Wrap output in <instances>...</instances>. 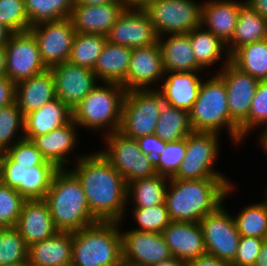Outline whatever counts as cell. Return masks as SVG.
Returning a JSON list of instances; mask_svg holds the SVG:
<instances>
[{
    "instance_id": "obj_1",
    "label": "cell",
    "mask_w": 267,
    "mask_h": 266,
    "mask_svg": "<svg viewBox=\"0 0 267 266\" xmlns=\"http://www.w3.org/2000/svg\"><path fill=\"white\" fill-rule=\"evenodd\" d=\"M81 156L70 170L81 182L93 217L101 222H122L128 205L124 177L100 151Z\"/></svg>"
},
{
    "instance_id": "obj_2",
    "label": "cell",
    "mask_w": 267,
    "mask_h": 266,
    "mask_svg": "<svg viewBox=\"0 0 267 266\" xmlns=\"http://www.w3.org/2000/svg\"><path fill=\"white\" fill-rule=\"evenodd\" d=\"M234 186L229 178H169L165 204L171 220L199 223L223 204Z\"/></svg>"
},
{
    "instance_id": "obj_3",
    "label": "cell",
    "mask_w": 267,
    "mask_h": 266,
    "mask_svg": "<svg viewBox=\"0 0 267 266\" xmlns=\"http://www.w3.org/2000/svg\"><path fill=\"white\" fill-rule=\"evenodd\" d=\"M44 200L59 231L73 232L98 222L90 212L81 182L69 169L56 171Z\"/></svg>"
},
{
    "instance_id": "obj_4",
    "label": "cell",
    "mask_w": 267,
    "mask_h": 266,
    "mask_svg": "<svg viewBox=\"0 0 267 266\" xmlns=\"http://www.w3.org/2000/svg\"><path fill=\"white\" fill-rule=\"evenodd\" d=\"M120 223L98 221L73 231L71 266H124Z\"/></svg>"
},
{
    "instance_id": "obj_5",
    "label": "cell",
    "mask_w": 267,
    "mask_h": 266,
    "mask_svg": "<svg viewBox=\"0 0 267 266\" xmlns=\"http://www.w3.org/2000/svg\"><path fill=\"white\" fill-rule=\"evenodd\" d=\"M227 100L225 83L217 73L202 81L197 99L189 110L193 131L219 134L225 126L234 143L242 142L239 126L230 118Z\"/></svg>"
},
{
    "instance_id": "obj_6",
    "label": "cell",
    "mask_w": 267,
    "mask_h": 266,
    "mask_svg": "<svg viewBox=\"0 0 267 266\" xmlns=\"http://www.w3.org/2000/svg\"><path fill=\"white\" fill-rule=\"evenodd\" d=\"M73 109V121L81 128L118 131L121 123L125 88L118 83L101 82ZM104 84V85H103ZM105 128V129H104Z\"/></svg>"
},
{
    "instance_id": "obj_7",
    "label": "cell",
    "mask_w": 267,
    "mask_h": 266,
    "mask_svg": "<svg viewBox=\"0 0 267 266\" xmlns=\"http://www.w3.org/2000/svg\"><path fill=\"white\" fill-rule=\"evenodd\" d=\"M143 10L158 37L187 34L201 25L202 3L194 0H153Z\"/></svg>"
},
{
    "instance_id": "obj_8",
    "label": "cell",
    "mask_w": 267,
    "mask_h": 266,
    "mask_svg": "<svg viewBox=\"0 0 267 266\" xmlns=\"http://www.w3.org/2000/svg\"><path fill=\"white\" fill-rule=\"evenodd\" d=\"M103 137L107 148L100 152L124 177L127 184L156 175L154 160L141 151L136 139L119 131L105 134Z\"/></svg>"
},
{
    "instance_id": "obj_9",
    "label": "cell",
    "mask_w": 267,
    "mask_h": 266,
    "mask_svg": "<svg viewBox=\"0 0 267 266\" xmlns=\"http://www.w3.org/2000/svg\"><path fill=\"white\" fill-rule=\"evenodd\" d=\"M219 134L192 131L186 137V153L173 179L225 178L213 168L219 154Z\"/></svg>"
},
{
    "instance_id": "obj_10",
    "label": "cell",
    "mask_w": 267,
    "mask_h": 266,
    "mask_svg": "<svg viewBox=\"0 0 267 266\" xmlns=\"http://www.w3.org/2000/svg\"><path fill=\"white\" fill-rule=\"evenodd\" d=\"M206 253L227 263H232L237 254L240 234L233 215L223 207L200 220Z\"/></svg>"
},
{
    "instance_id": "obj_11",
    "label": "cell",
    "mask_w": 267,
    "mask_h": 266,
    "mask_svg": "<svg viewBox=\"0 0 267 266\" xmlns=\"http://www.w3.org/2000/svg\"><path fill=\"white\" fill-rule=\"evenodd\" d=\"M6 47V76L17 84L48 68L43 63L37 40L28 30L12 33Z\"/></svg>"
},
{
    "instance_id": "obj_12",
    "label": "cell",
    "mask_w": 267,
    "mask_h": 266,
    "mask_svg": "<svg viewBox=\"0 0 267 266\" xmlns=\"http://www.w3.org/2000/svg\"><path fill=\"white\" fill-rule=\"evenodd\" d=\"M29 30L37 40L41 59L48 69L68 61L76 34L70 18L37 23Z\"/></svg>"
},
{
    "instance_id": "obj_13",
    "label": "cell",
    "mask_w": 267,
    "mask_h": 266,
    "mask_svg": "<svg viewBox=\"0 0 267 266\" xmlns=\"http://www.w3.org/2000/svg\"><path fill=\"white\" fill-rule=\"evenodd\" d=\"M159 109L144 90L126 91L119 132L130 138L154 134Z\"/></svg>"
},
{
    "instance_id": "obj_14",
    "label": "cell",
    "mask_w": 267,
    "mask_h": 266,
    "mask_svg": "<svg viewBox=\"0 0 267 266\" xmlns=\"http://www.w3.org/2000/svg\"><path fill=\"white\" fill-rule=\"evenodd\" d=\"M124 266H154L172 256L162 233L121 231Z\"/></svg>"
},
{
    "instance_id": "obj_15",
    "label": "cell",
    "mask_w": 267,
    "mask_h": 266,
    "mask_svg": "<svg viewBox=\"0 0 267 266\" xmlns=\"http://www.w3.org/2000/svg\"><path fill=\"white\" fill-rule=\"evenodd\" d=\"M225 60L217 74L225 83L230 118L240 126L248 117L259 80L240 70L230 59Z\"/></svg>"
},
{
    "instance_id": "obj_16",
    "label": "cell",
    "mask_w": 267,
    "mask_h": 266,
    "mask_svg": "<svg viewBox=\"0 0 267 266\" xmlns=\"http://www.w3.org/2000/svg\"><path fill=\"white\" fill-rule=\"evenodd\" d=\"M49 69L54 77L56 98L61 99L71 109L79 104L98 83L93 70L68 61Z\"/></svg>"
},
{
    "instance_id": "obj_17",
    "label": "cell",
    "mask_w": 267,
    "mask_h": 266,
    "mask_svg": "<svg viewBox=\"0 0 267 266\" xmlns=\"http://www.w3.org/2000/svg\"><path fill=\"white\" fill-rule=\"evenodd\" d=\"M107 41L133 49L157 43L158 35L143 9H125L111 27Z\"/></svg>"
},
{
    "instance_id": "obj_18",
    "label": "cell",
    "mask_w": 267,
    "mask_h": 266,
    "mask_svg": "<svg viewBox=\"0 0 267 266\" xmlns=\"http://www.w3.org/2000/svg\"><path fill=\"white\" fill-rule=\"evenodd\" d=\"M165 76L159 43L132 49L126 79L121 84L126 91L151 88ZM150 85V86H149Z\"/></svg>"
},
{
    "instance_id": "obj_19",
    "label": "cell",
    "mask_w": 267,
    "mask_h": 266,
    "mask_svg": "<svg viewBox=\"0 0 267 266\" xmlns=\"http://www.w3.org/2000/svg\"><path fill=\"white\" fill-rule=\"evenodd\" d=\"M154 89L152 87L143 89L152 98L160 112L154 134L164 142L186 138L193 131L189 112L174 107L161 89Z\"/></svg>"
},
{
    "instance_id": "obj_20",
    "label": "cell",
    "mask_w": 267,
    "mask_h": 266,
    "mask_svg": "<svg viewBox=\"0 0 267 266\" xmlns=\"http://www.w3.org/2000/svg\"><path fill=\"white\" fill-rule=\"evenodd\" d=\"M172 256L185 262L206 255L200 223L171 221L162 231Z\"/></svg>"
},
{
    "instance_id": "obj_21",
    "label": "cell",
    "mask_w": 267,
    "mask_h": 266,
    "mask_svg": "<svg viewBox=\"0 0 267 266\" xmlns=\"http://www.w3.org/2000/svg\"><path fill=\"white\" fill-rule=\"evenodd\" d=\"M125 9L122 2L102 5L74 4L69 18L78 33L107 36Z\"/></svg>"
},
{
    "instance_id": "obj_22",
    "label": "cell",
    "mask_w": 267,
    "mask_h": 266,
    "mask_svg": "<svg viewBox=\"0 0 267 266\" xmlns=\"http://www.w3.org/2000/svg\"><path fill=\"white\" fill-rule=\"evenodd\" d=\"M15 228L28 246L59 231L44 199L25 200Z\"/></svg>"
},
{
    "instance_id": "obj_23",
    "label": "cell",
    "mask_w": 267,
    "mask_h": 266,
    "mask_svg": "<svg viewBox=\"0 0 267 266\" xmlns=\"http://www.w3.org/2000/svg\"><path fill=\"white\" fill-rule=\"evenodd\" d=\"M243 3L237 0H208L202 3L201 25L227 44L234 35Z\"/></svg>"
},
{
    "instance_id": "obj_24",
    "label": "cell",
    "mask_w": 267,
    "mask_h": 266,
    "mask_svg": "<svg viewBox=\"0 0 267 266\" xmlns=\"http://www.w3.org/2000/svg\"><path fill=\"white\" fill-rule=\"evenodd\" d=\"M76 129H78V125L72 119L68 124L45 135L33 137L31 142L47 161L53 163L58 169H62L69 162L67 155L75 150L78 142Z\"/></svg>"
},
{
    "instance_id": "obj_25",
    "label": "cell",
    "mask_w": 267,
    "mask_h": 266,
    "mask_svg": "<svg viewBox=\"0 0 267 266\" xmlns=\"http://www.w3.org/2000/svg\"><path fill=\"white\" fill-rule=\"evenodd\" d=\"M73 234L58 231L50 238L29 246L28 261L31 266H71Z\"/></svg>"
},
{
    "instance_id": "obj_26",
    "label": "cell",
    "mask_w": 267,
    "mask_h": 266,
    "mask_svg": "<svg viewBox=\"0 0 267 266\" xmlns=\"http://www.w3.org/2000/svg\"><path fill=\"white\" fill-rule=\"evenodd\" d=\"M55 98V82L50 69L16 84L15 101L23 116L40 109Z\"/></svg>"
},
{
    "instance_id": "obj_27",
    "label": "cell",
    "mask_w": 267,
    "mask_h": 266,
    "mask_svg": "<svg viewBox=\"0 0 267 266\" xmlns=\"http://www.w3.org/2000/svg\"><path fill=\"white\" fill-rule=\"evenodd\" d=\"M72 119V109L61 99L55 98L24 116V138L31 140L35 136L45 135L68 124Z\"/></svg>"
},
{
    "instance_id": "obj_28",
    "label": "cell",
    "mask_w": 267,
    "mask_h": 266,
    "mask_svg": "<svg viewBox=\"0 0 267 266\" xmlns=\"http://www.w3.org/2000/svg\"><path fill=\"white\" fill-rule=\"evenodd\" d=\"M158 37V43L162 52L163 69L165 72L202 71L197 63L192 45L190 32L187 34H170Z\"/></svg>"
},
{
    "instance_id": "obj_29",
    "label": "cell",
    "mask_w": 267,
    "mask_h": 266,
    "mask_svg": "<svg viewBox=\"0 0 267 266\" xmlns=\"http://www.w3.org/2000/svg\"><path fill=\"white\" fill-rule=\"evenodd\" d=\"M199 72H165L168 77L164 80L161 90L174 107L188 112L192 108L202 83Z\"/></svg>"
},
{
    "instance_id": "obj_30",
    "label": "cell",
    "mask_w": 267,
    "mask_h": 266,
    "mask_svg": "<svg viewBox=\"0 0 267 266\" xmlns=\"http://www.w3.org/2000/svg\"><path fill=\"white\" fill-rule=\"evenodd\" d=\"M131 54L132 48L107 41L93 69L96 78L101 82L122 84L128 73Z\"/></svg>"
},
{
    "instance_id": "obj_31",
    "label": "cell",
    "mask_w": 267,
    "mask_h": 266,
    "mask_svg": "<svg viewBox=\"0 0 267 266\" xmlns=\"http://www.w3.org/2000/svg\"><path fill=\"white\" fill-rule=\"evenodd\" d=\"M267 38V20L263 19L248 3L240 6L232 39L226 44L231 56L238 48Z\"/></svg>"
},
{
    "instance_id": "obj_32",
    "label": "cell",
    "mask_w": 267,
    "mask_h": 266,
    "mask_svg": "<svg viewBox=\"0 0 267 266\" xmlns=\"http://www.w3.org/2000/svg\"><path fill=\"white\" fill-rule=\"evenodd\" d=\"M167 183V184H166ZM169 178L158 174L127 184V199L133 198L134 208H149L164 204Z\"/></svg>"
},
{
    "instance_id": "obj_33",
    "label": "cell",
    "mask_w": 267,
    "mask_h": 266,
    "mask_svg": "<svg viewBox=\"0 0 267 266\" xmlns=\"http://www.w3.org/2000/svg\"><path fill=\"white\" fill-rule=\"evenodd\" d=\"M190 42L195 59L203 69L212 67L221 59L223 53H226V59H230L226 43L202 25L190 32Z\"/></svg>"
},
{
    "instance_id": "obj_34",
    "label": "cell",
    "mask_w": 267,
    "mask_h": 266,
    "mask_svg": "<svg viewBox=\"0 0 267 266\" xmlns=\"http://www.w3.org/2000/svg\"><path fill=\"white\" fill-rule=\"evenodd\" d=\"M230 61L243 72L258 80H267V38L241 46Z\"/></svg>"
},
{
    "instance_id": "obj_35",
    "label": "cell",
    "mask_w": 267,
    "mask_h": 266,
    "mask_svg": "<svg viewBox=\"0 0 267 266\" xmlns=\"http://www.w3.org/2000/svg\"><path fill=\"white\" fill-rule=\"evenodd\" d=\"M107 42V36L76 32L68 62L93 70Z\"/></svg>"
},
{
    "instance_id": "obj_36",
    "label": "cell",
    "mask_w": 267,
    "mask_h": 266,
    "mask_svg": "<svg viewBox=\"0 0 267 266\" xmlns=\"http://www.w3.org/2000/svg\"><path fill=\"white\" fill-rule=\"evenodd\" d=\"M25 11L31 26L44 21L69 18L75 0H24Z\"/></svg>"
},
{
    "instance_id": "obj_37",
    "label": "cell",
    "mask_w": 267,
    "mask_h": 266,
    "mask_svg": "<svg viewBox=\"0 0 267 266\" xmlns=\"http://www.w3.org/2000/svg\"><path fill=\"white\" fill-rule=\"evenodd\" d=\"M57 170L55 165L25 167L23 182H21V195L26 200L44 199Z\"/></svg>"
},
{
    "instance_id": "obj_38",
    "label": "cell",
    "mask_w": 267,
    "mask_h": 266,
    "mask_svg": "<svg viewBox=\"0 0 267 266\" xmlns=\"http://www.w3.org/2000/svg\"><path fill=\"white\" fill-rule=\"evenodd\" d=\"M234 219L241 237L267 240V200L246 206Z\"/></svg>"
},
{
    "instance_id": "obj_39",
    "label": "cell",
    "mask_w": 267,
    "mask_h": 266,
    "mask_svg": "<svg viewBox=\"0 0 267 266\" xmlns=\"http://www.w3.org/2000/svg\"><path fill=\"white\" fill-rule=\"evenodd\" d=\"M28 251L29 246L15 227L0 228V266L28 261Z\"/></svg>"
},
{
    "instance_id": "obj_40",
    "label": "cell",
    "mask_w": 267,
    "mask_h": 266,
    "mask_svg": "<svg viewBox=\"0 0 267 266\" xmlns=\"http://www.w3.org/2000/svg\"><path fill=\"white\" fill-rule=\"evenodd\" d=\"M19 129L24 131V116L16 101L7 106L1 107L0 152H5L8 148L12 147L15 143L24 138V134H21L18 137L17 133L20 131Z\"/></svg>"
},
{
    "instance_id": "obj_41",
    "label": "cell",
    "mask_w": 267,
    "mask_h": 266,
    "mask_svg": "<svg viewBox=\"0 0 267 266\" xmlns=\"http://www.w3.org/2000/svg\"><path fill=\"white\" fill-rule=\"evenodd\" d=\"M264 125L267 127V80H259L248 117L239 126L240 137L244 139L253 129Z\"/></svg>"
},
{
    "instance_id": "obj_42",
    "label": "cell",
    "mask_w": 267,
    "mask_h": 266,
    "mask_svg": "<svg viewBox=\"0 0 267 266\" xmlns=\"http://www.w3.org/2000/svg\"><path fill=\"white\" fill-rule=\"evenodd\" d=\"M133 210L132 215L138 224V228L133 230L162 233L172 221L165 203L149 208H134Z\"/></svg>"
},
{
    "instance_id": "obj_43",
    "label": "cell",
    "mask_w": 267,
    "mask_h": 266,
    "mask_svg": "<svg viewBox=\"0 0 267 266\" xmlns=\"http://www.w3.org/2000/svg\"><path fill=\"white\" fill-rule=\"evenodd\" d=\"M186 153V138L166 142L164 151L154 159L156 174L172 178L182 163Z\"/></svg>"
},
{
    "instance_id": "obj_44",
    "label": "cell",
    "mask_w": 267,
    "mask_h": 266,
    "mask_svg": "<svg viewBox=\"0 0 267 266\" xmlns=\"http://www.w3.org/2000/svg\"><path fill=\"white\" fill-rule=\"evenodd\" d=\"M25 200L16 189L0 181V228L16 227Z\"/></svg>"
},
{
    "instance_id": "obj_45",
    "label": "cell",
    "mask_w": 267,
    "mask_h": 266,
    "mask_svg": "<svg viewBox=\"0 0 267 266\" xmlns=\"http://www.w3.org/2000/svg\"><path fill=\"white\" fill-rule=\"evenodd\" d=\"M0 23L12 33L28 31L31 25L24 0H0Z\"/></svg>"
},
{
    "instance_id": "obj_46",
    "label": "cell",
    "mask_w": 267,
    "mask_h": 266,
    "mask_svg": "<svg viewBox=\"0 0 267 266\" xmlns=\"http://www.w3.org/2000/svg\"><path fill=\"white\" fill-rule=\"evenodd\" d=\"M5 153L15 162L26 168L37 165H54L47 161L40 150L28 139H21Z\"/></svg>"
},
{
    "instance_id": "obj_47",
    "label": "cell",
    "mask_w": 267,
    "mask_h": 266,
    "mask_svg": "<svg viewBox=\"0 0 267 266\" xmlns=\"http://www.w3.org/2000/svg\"><path fill=\"white\" fill-rule=\"evenodd\" d=\"M265 241L266 239L259 237H240L237 254L231 265L254 266Z\"/></svg>"
},
{
    "instance_id": "obj_48",
    "label": "cell",
    "mask_w": 267,
    "mask_h": 266,
    "mask_svg": "<svg viewBox=\"0 0 267 266\" xmlns=\"http://www.w3.org/2000/svg\"><path fill=\"white\" fill-rule=\"evenodd\" d=\"M24 166L15 163L5 152H1L0 181L21 194Z\"/></svg>"
},
{
    "instance_id": "obj_49",
    "label": "cell",
    "mask_w": 267,
    "mask_h": 266,
    "mask_svg": "<svg viewBox=\"0 0 267 266\" xmlns=\"http://www.w3.org/2000/svg\"><path fill=\"white\" fill-rule=\"evenodd\" d=\"M141 151L150 156L153 160L165 149L166 142L157 135L150 134L136 139Z\"/></svg>"
},
{
    "instance_id": "obj_50",
    "label": "cell",
    "mask_w": 267,
    "mask_h": 266,
    "mask_svg": "<svg viewBox=\"0 0 267 266\" xmlns=\"http://www.w3.org/2000/svg\"><path fill=\"white\" fill-rule=\"evenodd\" d=\"M16 84L7 76L0 77V108L15 102Z\"/></svg>"
},
{
    "instance_id": "obj_51",
    "label": "cell",
    "mask_w": 267,
    "mask_h": 266,
    "mask_svg": "<svg viewBox=\"0 0 267 266\" xmlns=\"http://www.w3.org/2000/svg\"><path fill=\"white\" fill-rule=\"evenodd\" d=\"M187 266H232V265L214 256L206 254L187 262Z\"/></svg>"
},
{
    "instance_id": "obj_52",
    "label": "cell",
    "mask_w": 267,
    "mask_h": 266,
    "mask_svg": "<svg viewBox=\"0 0 267 266\" xmlns=\"http://www.w3.org/2000/svg\"><path fill=\"white\" fill-rule=\"evenodd\" d=\"M263 19L267 20V0H245Z\"/></svg>"
},
{
    "instance_id": "obj_53",
    "label": "cell",
    "mask_w": 267,
    "mask_h": 266,
    "mask_svg": "<svg viewBox=\"0 0 267 266\" xmlns=\"http://www.w3.org/2000/svg\"><path fill=\"white\" fill-rule=\"evenodd\" d=\"M126 9H144L153 0H121Z\"/></svg>"
},
{
    "instance_id": "obj_54",
    "label": "cell",
    "mask_w": 267,
    "mask_h": 266,
    "mask_svg": "<svg viewBox=\"0 0 267 266\" xmlns=\"http://www.w3.org/2000/svg\"><path fill=\"white\" fill-rule=\"evenodd\" d=\"M154 266H187V262L171 256L170 258L162 260Z\"/></svg>"
},
{
    "instance_id": "obj_55",
    "label": "cell",
    "mask_w": 267,
    "mask_h": 266,
    "mask_svg": "<svg viewBox=\"0 0 267 266\" xmlns=\"http://www.w3.org/2000/svg\"><path fill=\"white\" fill-rule=\"evenodd\" d=\"M254 266H267V240L261 246L259 256Z\"/></svg>"
},
{
    "instance_id": "obj_56",
    "label": "cell",
    "mask_w": 267,
    "mask_h": 266,
    "mask_svg": "<svg viewBox=\"0 0 267 266\" xmlns=\"http://www.w3.org/2000/svg\"><path fill=\"white\" fill-rule=\"evenodd\" d=\"M122 2L121 0H75V4L81 5H102Z\"/></svg>"
},
{
    "instance_id": "obj_57",
    "label": "cell",
    "mask_w": 267,
    "mask_h": 266,
    "mask_svg": "<svg viewBox=\"0 0 267 266\" xmlns=\"http://www.w3.org/2000/svg\"><path fill=\"white\" fill-rule=\"evenodd\" d=\"M12 32L0 23V46H4L8 43Z\"/></svg>"
},
{
    "instance_id": "obj_58",
    "label": "cell",
    "mask_w": 267,
    "mask_h": 266,
    "mask_svg": "<svg viewBox=\"0 0 267 266\" xmlns=\"http://www.w3.org/2000/svg\"><path fill=\"white\" fill-rule=\"evenodd\" d=\"M6 76V47L0 46V77Z\"/></svg>"
},
{
    "instance_id": "obj_59",
    "label": "cell",
    "mask_w": 267,
    "mask_h": 266,
    "mask_svg": "<svg viewBox=\"0 0 267 266\" xmlns=\"http://www.w3.org/2000/svg\"><path fill=\"white\" fill-rule=\"evenodd\" d=\"M263 131L261 132V137L259 139L260 143H261V147L264 149L263 151H265L264 153L267 154V127H264V129H262Z\"/></svg>"
},
{
    "instance_id": "obj_60",
    "label": "cell",
    "mask_w": 267,
    "mask_h": 266,
    "mask_svg": "<svg viewBox=\"0 0 267 266\" xmlns=\"http://www.w3.org/2000/svg\"><path fill=\"white\" fill-rule=\"evenodd\" d=\"M11 266H31V264L29 263V261H25L21 264H18V265H11Z\"/></svg>"
},
{
    "instance_id": "obj_61",
    "label": "cell",
    "mask_w": 267,
    "mask_h": 266,
    "mask_svg": "<svg viewBox=\"0 0 267 266\" xmlns=\"http://www.w3.org/2000/svg\"><path fill=\"white\" fill-rule=\"evenodd\" d=\"M0 171H1V152H0Z\"/></svg>"
}]
</instances>
